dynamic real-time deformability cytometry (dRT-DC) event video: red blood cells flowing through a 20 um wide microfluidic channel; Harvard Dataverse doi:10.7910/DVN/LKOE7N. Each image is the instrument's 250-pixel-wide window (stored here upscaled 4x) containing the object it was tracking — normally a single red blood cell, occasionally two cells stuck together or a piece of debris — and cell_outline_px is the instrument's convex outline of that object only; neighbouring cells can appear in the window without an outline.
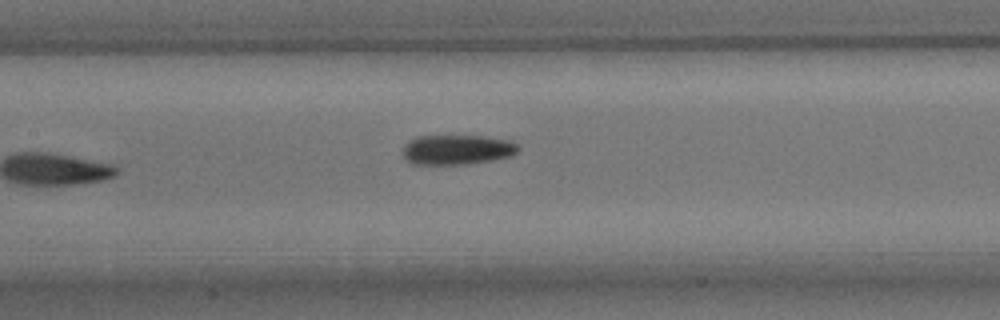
{"species": "common noctule bat (a hibernating species)", "species_latin": "Nyctalus noctula", "temperature_condition": "room temperature", "stored_images_in_passage": 6, "camera_frame_rate_fps": 3000, "um_per_image_px": 0.085, "animal": {"sex": "male", "body_mass_g": 15.6}, "frame": {"image": 1, "passage_image": 6, "time_ms": 6.667, "image_size_px": [1000, 320], "cell_outline_px": [[520, 148], [512, 156], [492, 160], [468, 164], [412, 164], [404, 156], [404, 148], [416, 136], [484, 136], [508, 140], [516, 144]], "centroid_in_image_um": [38.9, 12.72], "position_along_channel_um": 168.5, "area_um2": 19.83}}